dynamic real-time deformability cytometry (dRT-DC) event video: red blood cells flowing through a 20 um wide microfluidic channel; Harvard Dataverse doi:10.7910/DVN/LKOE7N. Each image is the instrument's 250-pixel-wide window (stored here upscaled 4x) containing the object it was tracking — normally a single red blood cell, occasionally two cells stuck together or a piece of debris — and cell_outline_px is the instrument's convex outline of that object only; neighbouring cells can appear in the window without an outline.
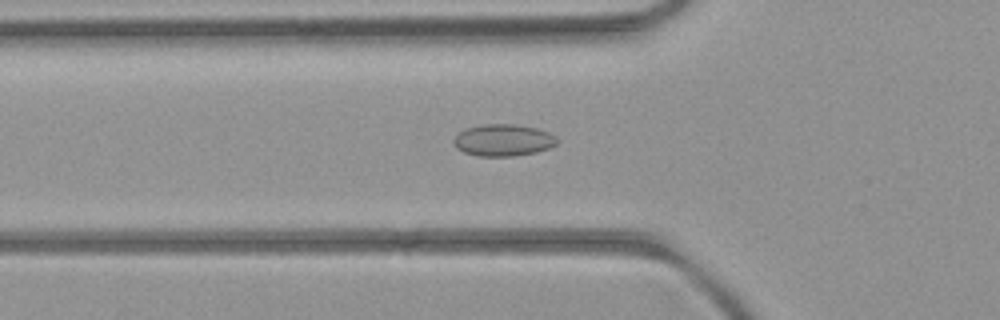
{"species": "common noctule bat (a hibernating species)", "species_latin": "Nyctalus noctula", "temperature_condition": "room temperature", "stored_images_in_passage": 51, "camera_frame_rate_fps": 3000, "um_per_image_px": 0.085, "animal": {"sex": "female", "body_mass_g": 21.9}, "frame": {"image": 1, "passage_image": 17, "time_ms": 5.333, "image_size_px": [1000, 320], "cell_outline_px": [[560, 140], [556, 144], [548, 148], [536, 152], [512, 156], [476, 156], [464, 152], [456, 148], [452, 140], [460, 132], [468, 128], [484, 124], [516, 124], [536, 128], [548, 132], [556, 136]], "centroid_in_image_um": [42.79, 11.92], "position_along_channel_um": 83.0, "area_um2": 19.19}}
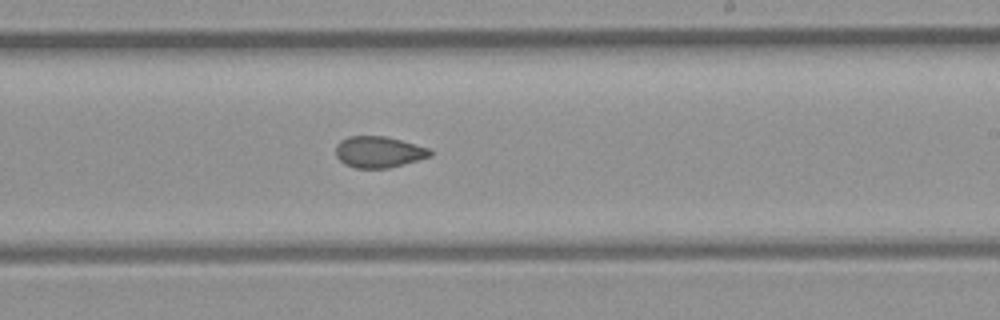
{"frame": {"image": 2, "passage_image": 30, "time_ms": 9.667, "image_size_px": [1000, 320], "cell_outline_px": [[432, 156], [404, 164], [388, 168], [356, 168], [344, 164], [336, 156], [336, 144], [340, 140], [348, 136], [384, 136], [400, 140], [428, 148], [432, 152]], "centroid_in_image_um": [32.16, 12.92], "position_along_channel_um": 256.8, "area_um2": 17.17}}
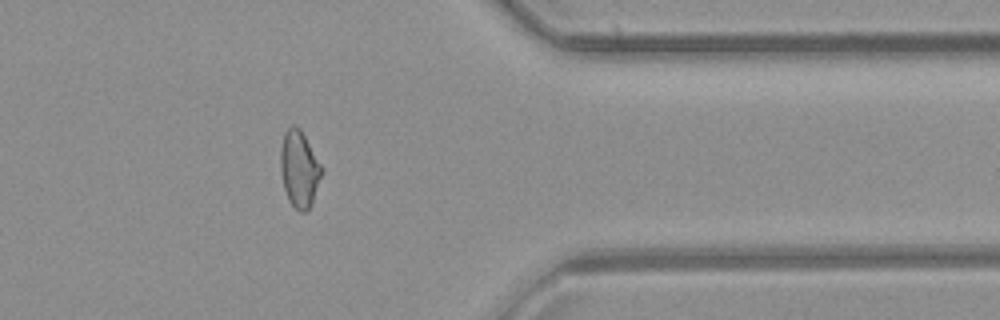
{"frame": {"image": 3, "passage_image": 41, "time_ms": 13.333, "image_size_px": [1000, 320], "cell_outline_px": [[324, 168], [312, 204], [304, 212], [300, 212], [288, 200], [284, 188], [280, 168], [280, 148], [284, 132], [292, 124], [300, 128]], "centroid_in_image_um": [25.44, 14.34], "position_along_channel_um": 386.0, "area_um2": 18.5}, "authors_computed_cell_mechanics": {"area_um2": 18.5538, "velocity_mm_per_s": 3.992, "shape_relaxation_time_tau1_ms": null, "shape_relaxation_time_tau2_ms": 2.4168, "deformation_change_tau1": null, "deformation_change_tau2": 0.0607}}